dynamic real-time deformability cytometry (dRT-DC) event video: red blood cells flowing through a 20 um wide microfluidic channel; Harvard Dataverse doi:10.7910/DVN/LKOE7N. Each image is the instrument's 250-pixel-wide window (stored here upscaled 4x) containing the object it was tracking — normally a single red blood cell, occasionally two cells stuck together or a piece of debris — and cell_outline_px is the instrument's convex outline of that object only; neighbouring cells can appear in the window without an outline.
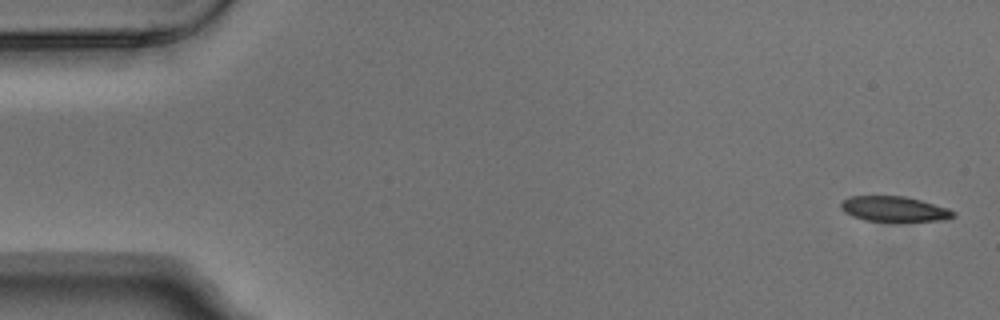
{"species": "Egyptian fruit bat (a non-hibernating species)", "species_latin": "Rousettus aegyptiacus", "temperature_condition": "warm", "stored_images_in_passage": 4, "camera_frame_rate_fps": 3000, "um_per_image_px": 0.085, "animal": {"sex": "male"}, "frame": {"image": 1, "passage_image": 1, "time_ms": 0.0, "image_size_px": [1000, 320], "cell_outline_px": [[956, 216], [944, 220], [892, 224], [864, 220], [852, 216], [844, 212], [840, 208], [840, 204], [848, 196], [904, 196], [920, 200], [948, 208], [956, 212]], "centroid_in_image_um": [76.02, 17.82], "position_along_channel_um": 9.0, "area_um2": 17.4}}
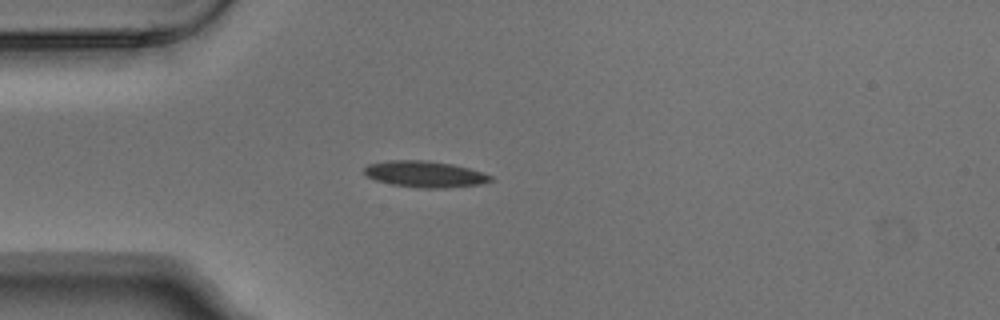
{"frame": {"image": 2, "passage_image": 4, "time_ms": 1.0, "image_size_px": [1000, 320], "cell_outline_px": [[492, 180], [480, 184], [444, 188], [420, 188], [392, 184], [376, 180], [364, 176], [364, 168], [368, 164], [388, 160], [428, 160], [452, 164], [468, 168], [492, 176]], "centroid_in_image_um": [36.06, 14.79], "position_along_channel_um": 48.9, "area_um2": 19.31}}